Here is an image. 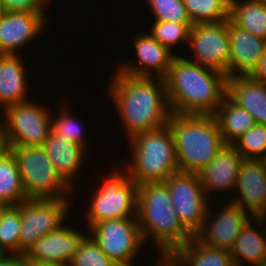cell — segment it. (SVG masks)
<instances>
[{"label":"cell","instance_id":"7402d4cb","mask_svg":"<svg viewBox=\"0 0 266 266\" xmlns=\"http://www.w3.org/2000/svg\"><path fill=\"white\" fill-rule=\"evenodd\" d=\"M17 54H0V105L2 109L27 101L24 61Z\"/></svg>","mask_w":266,"mask_h":266},{"label":"cell","instance_id":"f546056e","mask_svg":"<svg viewBox=\"0 0 266 266\" xmlns=\"http://www.w3.org/2000/svg\"><path fill=\"white\" fill-rule=\"evenodd\" d=\"M232 146L243 159L263 160L266 155V125L255 124L237 138Z\"/></svg>","mask_w":266,"mask_h":266},{"label":"cell","instance_id":"603a6c76","mask_svg":"<svg viewBox=\"0 0 266 266\" xmlns=\"http://www.w3.org/2000/svg\"><path fill=\"white\" fill-rule=\"evenodd\" d=\"M169 258L177 266H235L228 250L203 244L195 236Z\"/></svg>","mask_w":266,"mask_h":266},{"label":"cell","instance_id":"8d00e7d4","mask_svg":"<svg viewBox=\"0 0 266 266\" xmlns=\"http://www.w3.org/2000/svg\"><path fill=\"white\" fill-rule=\"evenodd\" d=\"M0 266H28L24 256L19 254H7L0 260Z\"/></svg>","mask_w":266,"mask_h":266},{"label":"cell","instance_id":"f35d334b","mask_svg":"<svg viewBox=\"0 0 266 266\" xmlns=\"http://www.w3.org/2000/svg\"><path fill=\"white\" fill-rule=\"evenodd\" d=\"M253 219L257 222L258 225H263L262 223H265L266 221V212L262 217H253ZM264 220V221H263Z\"/></svg>","mask_w":266,"mask_h":266},{"label":"cell","instance_id":"60d3db41","mask_svg":"<svg viewBox=\"0 0 266 266\" xmlns=\"http://www.w3.org/2000/svg\"><path fill=\"white\" fill-rule=\"evenodd\" d=\"M251 266H266V262H261L259 264L251 265Z\"/></svg>","mask_w":266,"mask_h":266},{"label":"cell","instance_id":"e575fe53","mask_svg":"<svg viewBox=\"0 0 266 266\" xmlns=\"http://www.w3.org/2000/svg\"><path fill=\"white\" fill-rule=\"evenodd\" d=\"M47 0H0L2 12L44 13Z\"/></svg>","mask_w":266,"mask_h":266},{"label":"cell","instance_id":"4fadbf2b","mask_svg":"<svg viewBox=\"0 0 266 266\" xmlns=\"http://www.w3.org/2000/svg\"><path fill=\"white\" fill-rule=\"evenodd\" d=\"M225 204L220 212L216 211V217L208 214V204L205 220L195 237L203 244L230 251L240 231L253 216L231 200Z\"/></svg>","mask_w":266,"mask_h":266},{"label":"cell","instance_id":"6da1fadb","mask_svg":"<svg viewBox=\"0 0 266 266\" xmlns=\"http://www.w3.org/2000/svg\"><path fill=\"white\" fill-rule=\"evenodd\" d=\"M114 73L107 91L129 139L168 124L172 112L164 79Z\"/></svg>","mask_w":266,"mask_h":266},{"label":"cell","instance_id":"f1b7e54d","mask_svg":"<svg viewBox=\"0 0 266 266\" xmlns=\"http://www.w3.org/2000/svg\"><path fill=\"white\" fill-rule=\"evenodd\" d=\"M20 229H21V212L19 207L1 206L0 207V247L8 254H19Z\"/></svg>","mask_w":266,"mask_h":266},{"label":"cell","instance_id":"277c9868","mask_svg":"<svg viewBox=\"0 0 266 266\" xmlns=\"http://www.w3.org/2000/svg\"><path fill=\"white\" fill-rule=\"evenodd\" d=\"M168 127L180 172L198 173L226 145L212 115L171 114Z\"/></svg>","mask_w":266,"mask_h":266},{"label":"cell","instance_id":"e0dca14e","mask_svg":"<svg viewBox=\"0 0 266 266\" xmlns=\"http://www.w3.org/2000/svg\"><path fill=\"white\" fill-rule=\"evenodd\" d=\"M45 13L2 12L0 16V54L16 50L40 36L46 26Z\"/></svg>","mask_w":266,"mask_h":266},{"label":"cell","instance_id":"3957f363","mask_svg":"<svg viewBox=\"0 0 266 266\" xmlns=\"http://www.w3.org/2000/svg\"><path fill=\"white\" fill-rule=\"evenodd\" d=\"M136 217L144 243L152 237L161 258H169L193 238L179 221L166 182L138 185Z\"/></svg>","mask_w":266,"mask_h":266},{"label":"cell","instance_id":"4dcf8cb0","mask_svg":"<svg viewBox=\"0 0 266 266\" xmlns=\"http://www.w3.org/2000/svg\"><path fill=\"white\" fill-rule=\"evenodd\" d=\"M70 266H118L99 247L91 235H85L78 245Z\"/></svg>","mask_w":266,"mask_h":266},{"label":"cell","instance_id":"5b68a950","mask_svg":"<svg viewBox=\"0 0 266 266\" xmlns=\"http://www.w3.org/2000/svg\"><path fill=\"white\" fill-rule=\"evenodd\" d=\"M129 141L133 160L127 170L137 185L165 182L179 172L174 140L168 125L139 133Z\"/></svg>","mask_w":266,"mask_h":266},{"label":"cell","instance_id":"484cf974","mask_svg":"<svg viewBox=\"0 0 266 266\" xmlns=\"http://www.w3.org/2000/svg\"><path fill=\"white\" fill-rule=\"evenodd\" d=\"M27 199L16 158L0 146V206H17Z\"/></svg>","mask_w":266,"mask_h":266},{"label":"cell","instance_id":"2e32d148","mask_svg":"<svg viewBox=\"0 0 266 266\" xmlns=\"http://www.w3.org/2000/svg\"><path fill=\"white\" fill-rule=\"evenodd\" d=\"M134 48L138 64H122L117 71L138 77H156L164 79L172 64V54L168 48L161 45L149 33H140L134 37ZM153 71L155 74H153Z\"/></svg>","mask_w":266,"mask_h":266},{"label":"cell","instance_id":"9a60e30c","mask_svg":"<svg viewBox=\"0 0 266 266\" xmlns=\"http://www.w3.org/2000/svg\"><path fill=\"white\" fill-rule=\"evenodd\" d=\"M235 190L238 196L231 199L253 217L266 212V164L263 160L244 159L237 176ZM240 193V194H239Z\"/></svg>","mask_w":266,"mask_h":266},{"label":"cell","instance_id":"52a82bcc","mask_svg":"<svg viewBox=\"0 0 266 266\" xmlns=\"http://www.w3.org/2000/svg\"><path fill=\"white\" fill-rule=\"evenodd\" d=\"M47 109L29 100L3 109L0 146H42L52 129V117Z\"/></svg>","mask_w":266,"mask_h":266},{"label":"cell","instance_id":"7bdbcfd3","mask_svg":"<svg viewBox=\"0 0 266 266\" xmlns=\"http://www.w3.org/2000/svg\"><path fill=\"white\" fill-rule=\"evenodd\" d=\"M263 161L265 162V164H266V155H265V157L263 158Z\"/></svg>","mask_w":266,"mask_h":266},{"label":"cell","instance_id":"ffe728a7","mask_svg":"<svg viewBox=\"0 0 266 266\" xmlns=\"http://www.w3.org/2000/svg\"><path fill=\"white\" fill-rule=\"evenodd\" d=\"M226 95L250 113L256 124L266 125V85L250 76L227 77Z\"/></svg>","mask_w":266,"mask_h":266},{"label":"cell","instance_id":"ac0fdd59","mask_svg":"<svg viewBox=\"0 0 266 266\" xmlns=\"http://www.w3.org/2000/svg\"><path fill=\"white\" fill-rule=\"evenodd\" d=\"M230 40L229 77L249 76L266 49V40L227 21Z\"/></svg>","mask_w":266,"mask_h":266},{"label":"cell","instance_id":"8992f818","mask_svg":"<svg viewBox=\"0 0 266 266\" xmlns=\"http://www.w3.org/2000/svg\"><path fill=\"white\" fill-rule=\"evenodd\" d=\"M16 158L28 199L68 198L71 187L61 178L41 146H3Z\"/></svg>","mask_w":266,"mask_h":266},{"label":"cell","instance_id":"8fae6325","mask_svg":"<svg viewBox=\"0 0 266 266\" xmlns=\"http://www.w3.org/2000/svg\"><path fill=\"white\" fill-rule=\"evenodd\" d=\"M165 182L180 223L194 237L202 227L210 203L198 174L179 171Z\"/></svg>","mask_w":266,"mask_h":266},{"label":"cell","instance_id":"836d02e7","mask_svg":"<svg viewBox=\"0 0 266 266\" xmlns=\"http://www.w3.org/2000/svg\"><path fill=\"white\" fill-rule=\"evenodd\" d=\"M58 115H56V119L54 118L53 120L52 118L51 131L66 141L79 144L86 149L87 142H84L86 140L82 137L83 133L80 126H78L77 120L75 121L74 118H72L69 112H67V108L61 109Z\"/></svg>","mask_w":266,"mask_h":266},{"label":"cell","instance_id":"7a4b0ae2","mask_svg":"<svg viewBox=\"0 0 266 266\" xmlns=\"http://www.w3.org/2000/svg\"><path fill=\"white\" fill-rule=\"evenodd\" d=\"M226 75L175 56L164 78L173 114L214 115L226 95Z\"/></svg>","mask_w":266,"mask_h":266},{"label":"cell","instance_id":"1f68e13d","mask_svg":"<svg viewBox=\"0 0 266 266\" xmlns=\"http://www.w3.org/2000/svg\"><path fill=\"white\" fill-rule=\"evenodd\" d=\"M152 25L149 34L170 51L180 41L188 44L190 28L193 26L170 21H155Z\"/></svg>","mask_w":266,"mask_h":266},{"label":"cell","instance_id":"44dd1931","mask_svg":"<svg viewBox=\"0 0 266 266\" xmlns=\"http://www.w3.org/2000/svg\"><path fill=\"white\" fill-rule=\"evenodd\" d=\"M49 157L56 172L71 187L78 170L83 165L86 149L79 145L66 141L52 131L41 146ZM83 159V160H82Z\"/></svg>","mask_w":266,"mask_h":266},{"label":"cell","instance_id":"74e56055","mask_svg":"<svg viewBox=\"0 0 266 266\" xmlns=\"http://www.w3.org/2000/svg\"><path fill=\"white\" fill-rule=\"evenodd\" d=\"M32 266H70L69 264L64 263H37Z\"/></svg>","mask_w":266,"mask_h":266},{"label":"cell","instance_id":"7c38bea8","mask_svg":"<svg viewBox=\"0 0 266 266\" xmlns=\"http://www.w3.org/2000/svg\"><path fill=\"white\" fill-rule=\"evenodd\" d=\"M188 43L195 54V58L190 61L194 60L192 62L218 70L229 77L230 40L227 21L193 24Z\"/></svg>","mask_w":266,"mask_h":266},{"label":"cell","instance_id":"d590c367","mask_svg":"<svg viewBox=\"0 0 266 266\" xmlns=\"http://www.w3.org/2000/svg\"><path fill=\"white\" fill-rule=\"evenodd\" d=\"M252 79L266 85V49L260 58L257 67L249 75Z\"/></svg>","mask_w":266,"mask_h":266},{"label":"cell","instance_id":"d6a6232c","mask_svg":"<svg viewBox=\"0 0 266 266\" xmlns=\"http://www.w3.org/2000/svg\"><path fill=\"white\" fill-rule=\"evenodd\" d=\"M155 21L192 24L183 0H147Z\"/></svg>","mask_w":266,"mask_h":266},{"label":"cell","instance_id":"83f0119b","mask_svg":"<svg viewBox=\"0 0 266 266\" xmlns=\"http://www.w3.org/2000/svg\"><path fill=\"white\" fill-rule=\"evenodd\" d=\"M231 0H183L192 24L217 23L230 19Z\"/></svg>","mask_w":266,"mask_h":266},{"label":"cell","instance_id":"d6986e66","mask_svg":"<svg viewBox=\"0 0 266 266\" xmlns=\"http://www.w3.org/2000/svg\"><path fill=\"white\" fill-rule=\"evenodd\" d=\"M243 157L231 145L226 144L215 158L197 174L205 195L212 191H234ZM235 187V188H234ZM209 194V195H208Z\"/></svg>","mask_w":266,"mask_h":266},{"label":"cell","instance_id":"9c48e42d","mask_svg":"<svg viewBox=\"0 0 266 266\" xmlns=\"http://www.w3.org/2000/svg\"><path fill=\"white\" fill-rule=\"evenodd\" d=\"M89 230L100 249L118 266H135L134 259L146 244L137 217L104 220Z\"/></svg>","mask_w":266,"mask_h":266},{"label":"cell","instance_id":"cb8c5ba5","mask_svg":"<svg viewBox=\"0 0 266 266\" xmlns=\"http://www.w3.org/2000/svg\"><path fill=\"white\" fill-rule=\"evenodd\" d=\"M213 116L224 142L231 145L256 124L252 115L235 104L227 95L224 96Z\"/></svg>","mask_w":266,"mask_h":266},{"label":"cell","instance_id":"ab89813d","mask_svg":"<svg viewBox=\"0 0 266 266\" xmlns=\"http://www.w3.org/2000/svg\"><path fill=\"white\" fill-rule=\"evenodd\" d=\"M8 253H6L1 247H0V260L3 259Z\"/></svg>","mask_w":266,"mask_h":266},{"label":"cell","instance_id":"d4e9b609","mask_svg":"<svg viewBox=\"0 0 266 266\" xmlns=\"http://www.w3.org/2000/svg\"><path fill=\"white\" fill-rule=\"evenodd\" d=\"M252 220L251 218L240 231L229 251L235 266H243L244 261L250 263L249 266L266 261V228L265 231L262 230L263 234L254 228Z\"/></svg>","mask_w":266,"mask_h":266},{"label":"cell","instance_id":"30bf717a","mask_svg":"<svg viewBox=\"0 0 266 266\" xmlns=\"http://www.w3.org/2000/svg\"><path fill=\"white\" fill-rule=\"evenodd\" d=\"M69 198L27 199L17 206L21 212L19 255H24L41 237L58 229L68 216Z\"/></svg>","mask_w":266,"mask_h":266},{"label":"cell","instance_id":"4316f807","mask_svg":"<svg viewBox=\"0 0 266 266\" xmlns=\"http://www.w3.org/2000/svg\"><path fill=\"white\" fill-rule=\"evenodd\" d=\"M230 20L237 27L266 40L265 0H231Z\"/></svg>","mask_w":266,"mask_h":266},{"label":"cell","instance_id":"ba28073f","mask_svg":"<svg viewBox=\"0 0 266 266\" xmlns=\"http://www.w3.org/2000/svg\"><path fill=\"white\" fill-rule=\"evenodd\" d=\"M119 171L114 168L106 182L92 195L87 208V228L104 220L137 216L138 185L128 172Z\"/></svg>","mask_w":266,"mask_h":266},{"label":"cell","instance_id":"5bb4252c","mask_svg":"<svg viewBox=\"0 0 266 266\" xmlns=\"http://www.w3.org/2000/svg\"><path fill=\"white\" fill-rule=\"evenodd\" d=\"M85 235L63 224L35 242L23 255L25 262L28 266L37 263L69 264Z\"/></svg>","mask_w":266,"mask_h":266},{"label":"cell","instance_id":"b9f144b4","mask_svg":"<svg viewBox=\"0 0 266 266\" xmlns=\"http://www.w3.org/2000/svg\"><path fill=\"white\" fill-rule=\"evenodd\" d=\"M1 14H2V8H1V5H0V16H1Z\"/></svg>","mask_w":266,"mask_h":266}]
</instances>
